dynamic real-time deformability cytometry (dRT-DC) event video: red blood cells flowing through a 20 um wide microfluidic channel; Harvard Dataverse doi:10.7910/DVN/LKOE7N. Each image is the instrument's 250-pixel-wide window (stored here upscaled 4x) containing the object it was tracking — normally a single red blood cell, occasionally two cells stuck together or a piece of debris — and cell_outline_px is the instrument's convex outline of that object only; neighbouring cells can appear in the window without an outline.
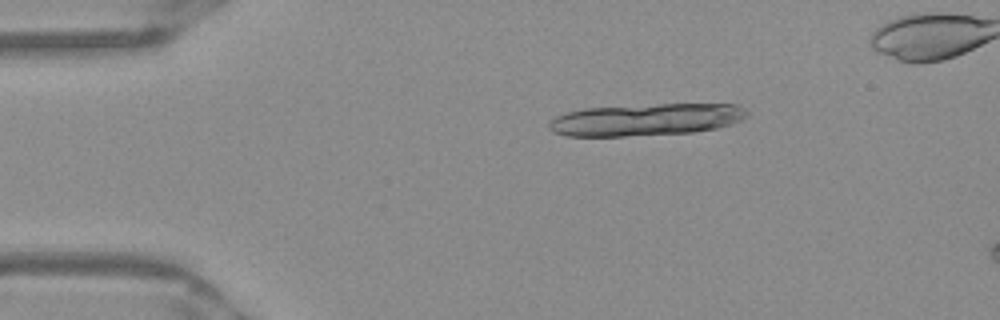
{"species": "Egyptian fruit bat (a non-hibernating species)", "species_latin": "Rousettus aegyptiacus", "temperature_condition": "warm", "stored_images_in_passage": 10, "camera_frame_rate_fps": 3000, "um_per_image_px": 0.085, "frame": {"image": 1, "passage_image": 4, "time_ms": 1.0, "image_size_px": [1000, 320], "cell_outline_px": [[748, 116], [732, 124], [716, 128], [692, 132], [624, 136], [568, 136], [552, 132], [548, 128], [548, 124], [556, 116], [568, 112], [584, 108], [656, 104], [736, 104], [744, 108], [748, 112]], "centroid_in_image_um": [54.91, 10.16], "position_along_channel_um": 30.1, "area_um2": 36.99}}